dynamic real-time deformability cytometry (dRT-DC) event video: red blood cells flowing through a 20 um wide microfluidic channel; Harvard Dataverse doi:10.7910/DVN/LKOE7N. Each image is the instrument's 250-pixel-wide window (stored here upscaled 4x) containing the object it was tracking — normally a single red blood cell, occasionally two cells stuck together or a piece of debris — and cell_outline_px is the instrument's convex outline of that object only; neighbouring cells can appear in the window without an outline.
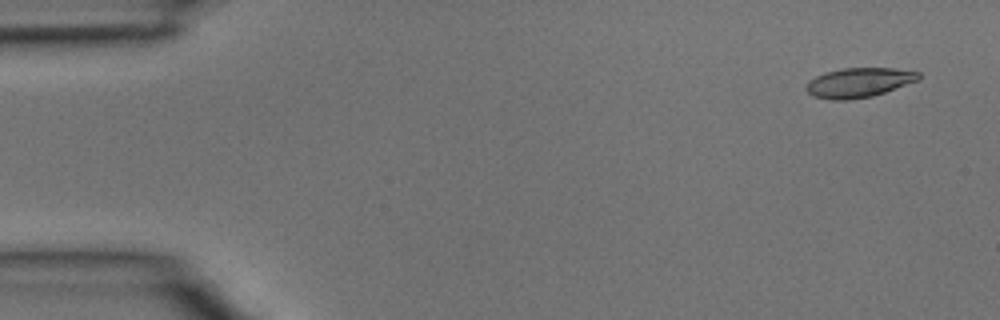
{"species": "common noctule bat (a hibernating species)", "species_latin": "Nyctalus noctula", "temperature_condition": "room temperature", "stored_images_in_passage": 4, "camera_frame_rate_fps": 3000, "um_per_image_px": 0.085, "animal": {"sex": "male", "body_mass_g": 15.6}, "frame": {"image": 1, "passage_image": 1, "time_ms": 0.0, "image_size_px": [1000, 320], "cell_outline_px": [[920, 80], [872, 96], [848, 100], [832, 100], [812, 96], [804, 88], [808, 80], [824, 72], [844, 68], [892, 68], [920, 72]], "centroid_in_image_um": [72.98, 7.02], "position_along_channel_um": 12.0, "area_um2": 19.48}}
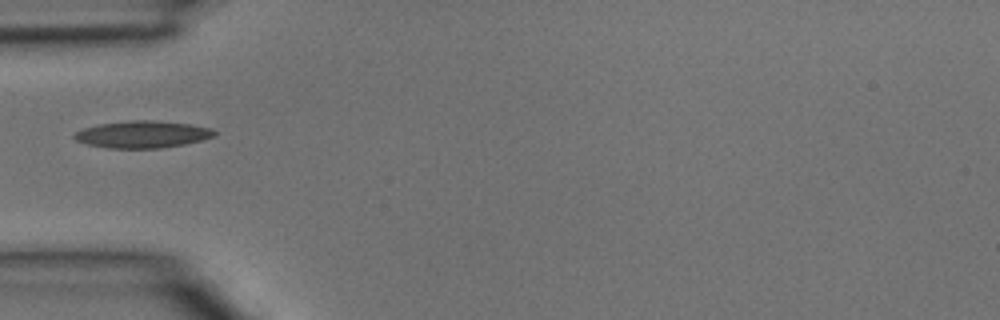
{"frame": {"image": 2, "passage_image": 4, "time_ms": 1.0, "image_size_px": [1000, 320], "cell_outline_px": [[216, 136], [184, 144], [160, 148], [108, 148], [88, 144], [76, 140], [72, 136], [76, 132], [84, 128], [100, 124], [132, 120], [156, 120], [188, 124], [212, 128], [216, 132]], "centroid_in_image_um": [12.12, 11.42], "position_along_channel_um": 72.9, "area_um2": 21.91}}